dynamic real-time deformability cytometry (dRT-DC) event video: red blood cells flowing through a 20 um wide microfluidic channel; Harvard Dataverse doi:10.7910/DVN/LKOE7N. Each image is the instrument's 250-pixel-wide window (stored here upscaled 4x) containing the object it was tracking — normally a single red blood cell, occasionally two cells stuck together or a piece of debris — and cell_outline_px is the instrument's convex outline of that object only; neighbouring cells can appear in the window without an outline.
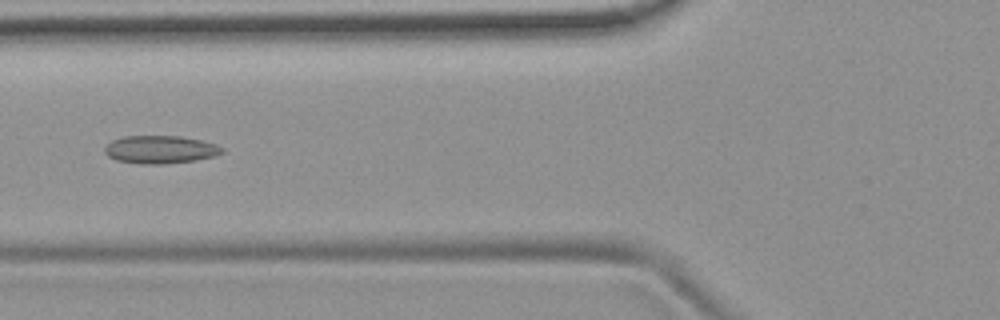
{"species": "common noctule bat (a hibernating species)", "species_latin": "Nyctalus noctula", "temperature_condition": "room temperature", "stored_images_in_passage": 5, "camera_frame_rate_fps": 3000, "um_per_image_px": 0.085, "animal": {"sex": "female", "body_mass_g": 19.9}, "frame": {"image": 1, "passage_image": 5, "time_ms": 4.667, "image_size_px": [1000, 320], "cell_outline_px": [[224, 152], [216, 156], [196, 160], [164, 164], [140, 164], [116, 160], [108, 156], [104, 152], [104, 148], [112, 140], [124, 136], [180, 136], [200, 140], [216, 144], [224, 148]], "centroid_in_image_um": [13.64, 12.71], "position_along_channel_um": 112.2, "area_um2": 19.19}}